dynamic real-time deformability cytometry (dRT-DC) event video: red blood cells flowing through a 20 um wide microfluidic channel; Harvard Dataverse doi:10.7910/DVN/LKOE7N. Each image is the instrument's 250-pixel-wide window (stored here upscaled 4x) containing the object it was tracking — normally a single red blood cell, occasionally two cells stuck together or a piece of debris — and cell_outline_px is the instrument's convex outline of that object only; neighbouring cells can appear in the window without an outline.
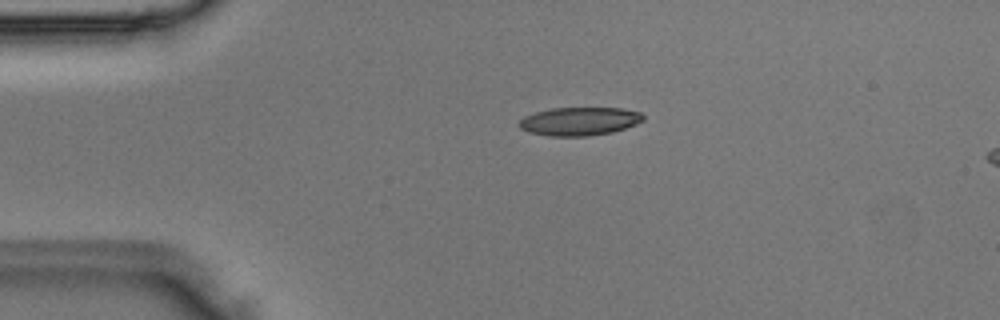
{"species": "Egyptian fruit bat (a non-hibernating species)", "species_latin": "Rousettus aegyptiacus", "temperature_condition": "room temperature", "stored_images_in_passage": 15, "camera_frame_rate_fps": 3000, "um_per_image_px": 0.085, "animal": {"sex": "male"}, "frame": {"image": 1, "passage_image": 11, "time_ms": 3.333, "image_size_px": [1000, 320], "cell_outline_px": [[644, 120], [636, 124], [612, 132], [588, 136], [548, 136], [528, 132], [520, 128], [516, 124], [524, 116], [536, 112], [552, 108], [620, 108], [640, 112], [644, 116]], "centroid_in_image_um": [49.22, 10.31], "position_along_channel_um": 35.8, "area_um2": 20.52}}